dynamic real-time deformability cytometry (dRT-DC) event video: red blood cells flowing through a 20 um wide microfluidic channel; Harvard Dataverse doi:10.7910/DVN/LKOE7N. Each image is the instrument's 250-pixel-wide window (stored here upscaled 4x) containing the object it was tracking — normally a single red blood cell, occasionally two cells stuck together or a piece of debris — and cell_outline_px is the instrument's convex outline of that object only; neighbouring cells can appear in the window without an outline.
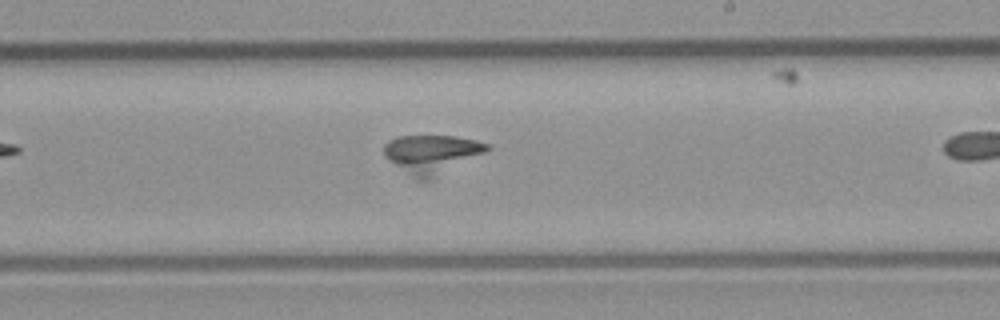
{"species": "common noctule bat (a hibernating species)", "species_latin": "Nyctalus noctula", "temperature_condition": "room temperature", "stored_images_in_passage": 29, "camera_frame_rate_fps": 3000, "um_per_image_px": 0.085, "animal": {"sex": "male", "body_mass_g": 23.1, "forearm_length_mm": 52.7}, "frame": {"image": 1, "passage_image": 25, "time_ms": 8.0, "image_size_px": [1000, 320], "cell_outline_px": [[488, 148], [484, 152], [432, 180], [416, 180], [384, 156], [384, 144], [388, 140], [400, 136], [456, 136], [476, 140], [488, 144]], "centroid_in_image_um": [36.66, 13.1], "position_along_channel_um": 252.3, "area_um2": 23.0}}